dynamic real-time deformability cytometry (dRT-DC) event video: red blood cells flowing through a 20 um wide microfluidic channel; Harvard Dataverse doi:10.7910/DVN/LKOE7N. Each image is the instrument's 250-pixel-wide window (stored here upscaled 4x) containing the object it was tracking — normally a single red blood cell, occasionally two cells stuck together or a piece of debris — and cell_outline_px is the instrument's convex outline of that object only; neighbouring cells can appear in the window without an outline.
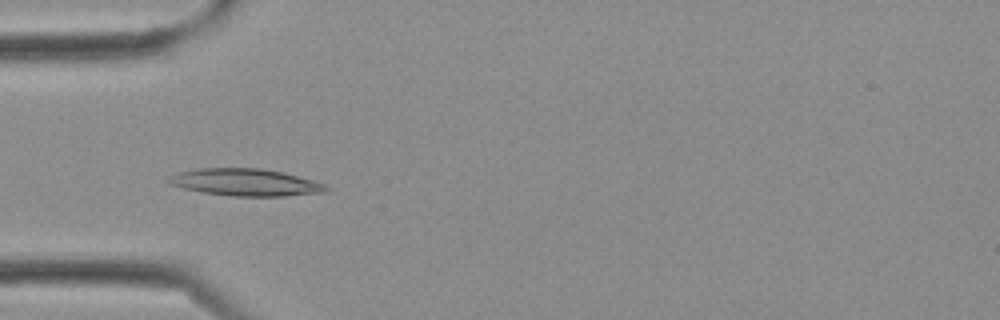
{"species": "Egyptian fruit bat (a non-hibernating species)", "species_latin": "Rousettus aegyptiacus", "temperature_condition": "cold", "stored_images_in_passage": 2, "camera_frame_rate_fps": 3000, "um_per_image_px": 0.085, "frame": {"image": 1, "passage_image": 2, "time_ms": 0.333, "image_size_px": [1000, 320], "cell_outline_px": [[328, 188], [324, 192], [284, 196], [232, 196], [204, 192], [184, 188], [168, 184], [164, 180], [168, 176], [180, 172], [200, 168], [260, 168], [280, 172], [312, 180], [324, 184]], "centroid_in_image_um": [20.79, 15.5], "position_along_channel_um": 64.2, "area_um2": 24.62}}